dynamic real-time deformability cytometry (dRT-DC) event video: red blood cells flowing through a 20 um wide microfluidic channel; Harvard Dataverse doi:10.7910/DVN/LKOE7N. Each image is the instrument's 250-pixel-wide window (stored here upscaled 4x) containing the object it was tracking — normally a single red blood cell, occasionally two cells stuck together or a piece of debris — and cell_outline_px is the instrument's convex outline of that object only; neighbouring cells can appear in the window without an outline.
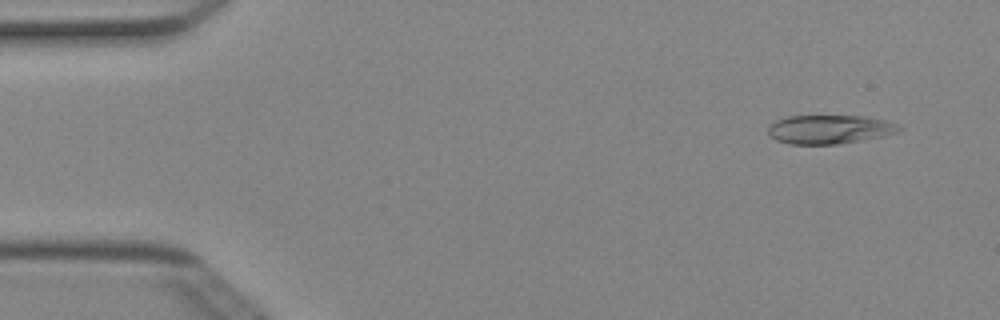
{"species": "Egyptian fruit bat (a non-hibernating species)", "species_latin": "Rousettus aegyptiacus", "temperature_condition": "cold", "stored_images_in_passage": 4, "camera_frame_rate_fps": 3000, "um_per_image_px": 0.085, "animal": {"sex": "female"}, "frame": {"image": 1, "passage_image": 1, "time_ms": 0.0, "image_size_px": [1000, 320], "cell_outline_px": [[904, 128], [896, 132], [880, 136], [860, 140], [836, 144], [792, 144], [776, 140], [768, 132], [768, 128], [776, 120], [788, 116], [864, 116], [884, 120]], "centroid_in_image_um": [70.48, 10.99], "position_along_channel_um": 14.5, "area_um2": 21.56}}
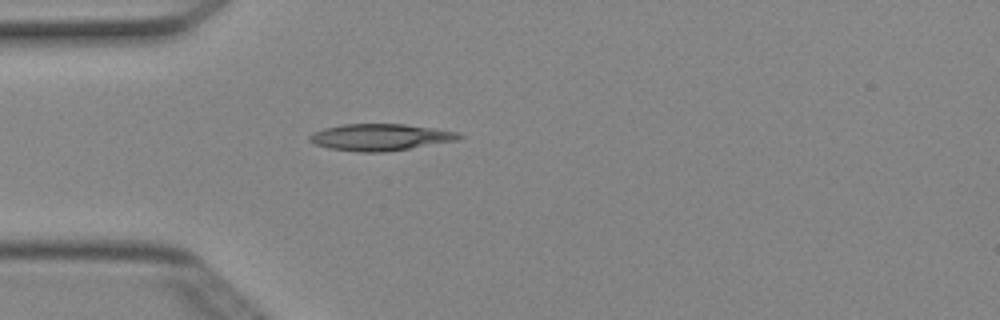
{"frame": {"image": 2, "passage_image": 4, "time_ms": 1.0, "image_size_px": [1000, 320], "cell_outline_px": [[464, 136], [460, 140], [384, 152], [360, 152], [328, 148], [312, 144], [308, 140], [308, 136], [312, 132], [324, 128], [344, 124], [404, 124], [460, 132]], "centroid_in_image_um": [32.31, 11.66], "position_along_channel_um": 52.7, "area_um2": 23.41}}